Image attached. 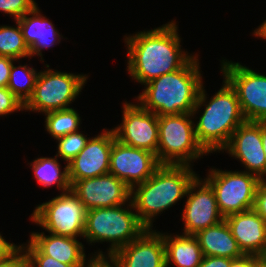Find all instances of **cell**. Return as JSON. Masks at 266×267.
<instances>
[{
	"instance_id": "6da1fadb",
	"label": "cell",
	"mask_w": 266,
	"mask_h": 267,
	"mask_svg": "<svg viewBox=\"0 0 266 267\" xmlns=\"http://www.w3.org/2000/svg\"><path fill=\"white\" fill-rule=\"evenodd\" d=\"M175 21L125 37L128 73L146 84L166 73L181 69L192 57L182 51Z\"/></svg>"
},
{
	"instance_id": "7a4b0ae2",
	"label": "cell",
	"mask_w": 266,
	"mask_h": 267,
	"mask_svg": "<svg viewBox=\"0 0 266 267\" xmlns=\"http://www.w3.org/2000/svg\"><path fill=\"white\" fill-rule=\"evenodd\" d=\"M199 68L194 55L181 69L146 83L137 97L140 105L157 116L192 114L203 85Z\"/></svg>"
},
{
	"instance_id": "3957f363",
	"label": "cell",
	"mask_w": 266,
	"mask_h": 267,
	"mask_svg": "<svg viewBox=\"0 0 266 267\" xmlns=\"http://www.w3.org/2000/svg\"><path fill=\"white\" fill-rule=\"evenodd\" d=\"M196 177L189 165H161L151 177L131 189L130 200L138 220L151 229L152 218L186 196Z\"/></svg>"
},
{
	"instance_id": "277c9868",
	"label": "cell",
	"mask_w": 266,
	"mask_h": 267,
	"mask_svg": "<svg viewBox=\"0 0 266 267\" xmlns=\"http://www.w3.org/2000/svg\"><path fill=\"white\" fill-rule=\"evenodd\" d=\"M223 82L222 88L207 102L208 104H205L207 96L202 85L192 111L194 116L203 104L205 106L194 128L197 142L207 153L222 151L233 132L245 121L235 89L225 78Z\"/></svg>"
},
{
	"instance_id": "5b68a950",
	"label": "cell",
	"mask_w": 266,
	"mask_h": 267,
	"mask_svg": "<svg viewBox=\"0 0 266 267\" xmlns=\"http://www.w3.org/2000/svg\"><path fill=\"white\" fill-rule=\"evenodd\" d=\"M127 205V208H123L125 205L122 204L86 211L83 237L90 243L111 242L108 258L147 229L138 220L137 214L132 212L134 207L131 200Z\"/></svg>"
},
{
	"instance_id": "8992f818",
	"label": "cell",
	"mask_w": 266,
	"mask_h": 267,
	"mask_svg": "<svg viewBox=\"0 0 266 267\" xmlns=\"http://www.w3.org/2000/svg\"><path fill=\"white\" fill-rule=\"evenodd\" d=\"M190 113L158 116L157 159L161 165H189L207 152L197 142Z\"/></svg>"
},
{
	"instance_id": "52a82bcc",
	"label": "cell",
	"mask_w": 266,
	"mask_h": 267,
	"mask_svg": "<svg viewBox=\"0 0 266 267\" xmlns=\"http://www.w3.org/2000/svg\"><path fill=\"white\" fill-rule=\"evenodd\" d=\"M87 78L83 74L64 73L50 68L41 71L24 109L40 113L69 109V104L77 98Z\"/></svg>"
},
{
	"instance_id": "ba28073f",
	"label": "cell",
	"mask_w": 266,
	"mask_h": 267,
	"mask_svg": "<svg viewBox=\"0 0 266 267\" xmlns=\"http://www.w3.org/2000/svg\"><path fill=\"white\" fill-rule=\"evenodd\" d=\"M86 208L70 190L38 205L31 220L55 235L77 238L84 236Z\"/></svg>"
},
{
	"instance_id": "9c48e42d",
	"label": "cell",
	"mask_w": 266,
	"mask_h": 267,
	"mask_svg": "<svg viewBox=\"0 0 266 267\" xmlns=\"http://www.w3.org/2000/svg\"><path fill=\"white\" fill-rule=\"evenodd\" d=\"M210 170L205 180L213 188L219 212L224 218L254 208L258 176L246 171Z\"/></svg>"
},
{
	"instance_id": "30bf717a",
	"label": "cell",
	"mask_w": 266,
	"mask_h": 267,
	"mask_svg": "<svg viewBox=\"0 0 266 267\" xmlns=\"http://www.w3.org/2000/svg\"><path fill=\"white\" fill-rule=\"evenodd\" d=\"M223 76L235 89L245 120L266 121V76L240 63L223 60Z\"/></svg>"
},
{
	"instance_id": "8fae6325",
	"label": "cell",
	"mask_w": 266,
	"mask_h": 267,
	"mask_svg": "<svg viewBox=\"0 0 266 267\" xmlns=\"http://www.w3.org/2000/svg\"><path fill=\"white\" fill-rule=\"evenodd\" d=\"M122 112V123L112 128L115 138L125 145L148 150L157 156L158 116L139 103L125 102Z\"/></svg>"
},
{
	"instance_id": "7c38bea8",
	"label": "cell",
	"mask_w": 266,
	"mask_h": 267,
	"mask_svg": "<svg viewBox=\"0 0 266 267\" xmlns=\"http://www.w3.org/2000/svg\"><path fill=\"white\" fill-rule=\"evenodd\" d=\"M161 166L156 154L114 140L109 160V173L132 189L151 177Z\"/></svg>"
},
{
	"instance_id": "4fadbf2b",
	"label": "cell",
	"mask_w": 266,
	"mask_h": 267,
	"mask_svg": "<svg viewBox=\"0 0 266 267\" xmlns=\"http://www.w3.org/2000/svg\"><path fill=\"white\" fill-rule=\"evenodd\" d=\"M69 182L70 190L86 210L119 206L126 204L131 198V189L111 173Z\"/></svg>"
},
{
	"instance_id": "5bb4252c",
	"label": "cell",
	"mask_w": 266,
	"mask_h": 267,
	"mask_svg": "<svg viewBox=\"0 0 266 267\" xmlns=\"http://www.w3.org/2000/svg\"><path fill=\"white\" fill-rule=\"evenodd\" d=\"M201 179L197 176L186 194L188 197L182 214L185 225L183 234L196 235L199 231L224 220L219 212L213 188L205 179Z\"/></svg>"
},
{
	"instance_id": "9a60e30c",
	"label": "cell",
	"mask_w": 266,
	"mask_h": 267,
	"mask_svg": "<svg viewBox=\"0 0 266 267\" xmlns=\"http://www.w3.org/2000/svg\"><path fill=\"white\" fill-rule=\"evenodd\" d=\"M113 130H104L88 138L85 147L68 165L69 181L98 177L109 173L110 152L115 140Z\"/></svg>"
},
{
	"instance_id": "2e32d148",
	"label": "cell",
	"mask_w": 266,
	"mask_h": 267,
	"mask_svg": "<svg viewBox=\"0 0 266 267\" xmlns=\"http://www.w3.org/2000/svg\"><path fill=\"white\" fill-rule=\"evenodd\" d=\"M239 159L246 172L265 177V153L262 147L261 121L245 120L231 135L228 144L222 149Z\"/></svg>"
},
{
	"instance_id": "e0dca14e",
	"label": "cell",
	"mask_w": 266,
	"mask_h": 267,
	"mask_svg": "<svg viewBox=\"0 0 266 267\" xmlns=\"http://www.w3.org/2000/svg\"><path fill=\"white\" fill-rule=\"evenodd\" d=\"M109 258L117 267H166L163 235L156 230L146 229Z\"/></svg>"
},
{
	"instance_id": "ac0fdd59",
	"label": "cell",
	"mask_w": 266,
	"mask_h": 267,
	"mask_svg": "<svg viewBox=\"0 0 266 267\" xmlns=\"http://www.w3.org/2000/svg\"><path fill=\"white\" fill-rule=\"evenodd\" d=\"M224 219L243 254L266 255V222L254 209Z\"/></svg>"
},
{
	"instance_id": "d6986e66",
	"label": "cell",
	"mask_w": 266,
	"mask_h": 267,
	"mask_svg": "<svg viewBox=\"0 0 266 267\" xmlns=\"http://www.w3.org/2000/svg\"><path fill=\"white\" fill-rule=\"evenodd\" d=\"M27 15L31 17H27ZM17 21L21 27L23 38L30 48V57L35 55L42 57V49L60 43L61 35L53 24L40 14L38 5Z\"/></svg>"
},
{
	"instance_id": "ffe728a7",
	"label": "cell",
	"mask_w": 266,
	"mask_h": 267,
	"mask_svg": "<svg viewBox=\"0 0 266 267\" xmlns=\"http://www.w3.org/2000/svg\"><path fill=\"white\" fill-rule=\"evenodd\" d=\"M30 240L47 256L71 266H86L84 246L77 238L32 232Z\"/></svg>"
},
{
	"instance_id": "44dd1931",
	"label": "cell",
	"mask_w": 266,
	"mask_h": 267,
	"mask_svg": "<svg viewBox=\"0 0 266 267\" xmlns=\"http://www.w3.org/2000/svg\"><path fill=\"white\" fill-rule=\"evenodd\" d=\"M194 236L199 242L203 256L236 259L244 255L232 236L225 219L214 226L199 231Z\"/></svg>"
},
{
	"instance_id": "7402d4cb",
	"label": "cell",
	"mask_w": 266,
	"mask_h": 267,
	"mask_svg": "<svg viewBox=\"0 0 266 267\" xmlns=\"http://www.w3.org/2000/svg\"><path fill=\"white\" fill-rule=\"evenodd\" d=\"M166 251V267L174 263L176 267H198L203 253L194 235L163 234Z\"/></svg>"
},
{
	"instance_id": "603a6c76",
	"label": "cell",
	"mask_w": 266,
	"mask_h": 267,
	"mask_svg": "<svg viewBox=\"0 0 266 267\" xmlns=\"http://www.w3.org/2000/svg\"><path fill=\"white\" fill-rule=\"evenodd\" d=\"M56 157V158H55ZM54 158L40 157L33 160L32 169L39 184L44 187L51 186L56 183L59 190L64 192L70 191V182L68 178V165H65L61 172L60 164L57 156Z\"/></svg>"
},
{
	"instance_id": "cb8c5ba5",
	"label": "cell",
	"mask_w": 266,
	"mask_h": 267,
	"mask_svg": "<svg viewBox=\"0 0 266 267\" xmlns=\"http://www.w3.org/2000/svg\"><path fill=\"white\" fill-rule=\"evenodd\" d=\"M44 114L46 115L45 128L54 139L78 132L81 119L74 108L55 110Z\"/></svg>"
},
{
	"instance_id": "d4e9b609",
	"label": "cell",
	"mask_w": 266,
	"mask_h": 267,
	"mask_svg": "<svg viewBox=\"0 0 266 267\" xmlns=\"http://www.w3.org/2000/svg\"><path fill=\"white\" fill-rule=\"evenodd\" d=\"M17 27L0 26V56H8L16 60L30 57V48L26 44L19 22Z\"/></svg>"
},
{
	"instance_id": "484cf974",
	"label": "cell",
	"mask_w": 266,
	"mask_h": 267,
	"mask_svg": "<svg viewBox=\"0 0 266 267\" xmlns=\"http://www.w3.org/2000/svg\"><path fill=\"white\" fill-rule=\"evenodd\" d=\"M38 73L39 72H36L34 68L27 67L26 64L17 67L12 65L11 67L7 88L18 98V100L23 105L33 94ZM20 75L21 77H24L23 81L25 82H21Z\"/></svg>"
},
{
	"instance_id": "4316f807",
	"label": "cell",
	"mask_w": 266,
	"mask_h": 267,
	"mask_svg": "<svg viewBox=\"0 0 266 267\" xmlns=\"http://www.w3.org/2000/svg\"><path fill=\"white\" fill-rule=\"evenodd\" d=\"M56 140H58V153L55 156L67 161L66 164L81 152L88 141L86 136L80 132L70 133Z\"/></svg>"
},
{
	"instance_id": "83f0119b",
	"label": "cell",
	"mask_w": 266,
	"mask_h": 267,
	"mask_svg": "<svg viewBox=\"0 0 266 267\" xmlns=\"http://www.w3.org/2000/svg\"><path fill=\"white\" fill-rule=\"evenodd\" d=\"M28 257V267H85L71 266L45 255L31 240L23 246ZM87 267V266H86Z\"/></svg>"
},
{
	"instance_id": "f1b7e54d",
	"label": "cell",
	"mask_w": 266,
	"mask_h": 267,
	"mask_svg": "<svg viewBox=\"0 0 266 267\" xmlns=\"http://www.w3.org/2000/svg\"><path fill=\"white\" fill-rule=\"evenodd\" d=\"M37 3L34 0H0V11L16 20L31 11Z\"/></svg>"
},
{
	"instance_id": "f546056e",
	"label": "cell",
	"mask_w": 266,
	"mask_h": 267,
	"mask_svg": "<svg viewBox=\"0 0 266 267\" xmlns=\"http://www.w3.org/2000/svg\"><path fill=\"white\" fill-rule=\"evenodd\" d=\"M18 110H24V105L7 87H0V116Z\"/></svg>"
},
{
	"instance_id": "4dcf8cb0",
	"label": "cell",
	"mask_w": 266,
	"mask_h": 267,
	"mask_svg": "<svg viewBox=\"0 0 266 267\" xmlns=\"http://www.w3.org/2000/svg\"><path fill=\"white\" fill-rule=\"evenodd\" d=\"M0 267H28V257L23 246L19 245L8 256L0 258Z\"/></svg>"
},
{
	"instance_id": "1f68e13d",
	"label": "cell",
	"mask_w": 266,
	"mask_h": 267,
	"mask_svg": "<svg viewBox=\"0 0 266 267\" xmlns=\"http://www.w3.org/2000/svg\"><path fill=\"white\" fill-rule=\"evenodd\" d=\"M266 222V179H260L253 208Z\"/></svg>"
},
{
	"instance_id": "d6a6232c",
	"label": "cell",
	"mask_w": 266,
	"mask_h": 267,
	"mask_svg": "<svg viewBox=\"0 0 266 267\" xmlns=\"http://www.w3.org/2000/svg\"><path fill=\"white\" fill-rule=\"evenodd\" d=\"M14 61L16 59L8 56H0V87L8 86L10 70Z\"/></svg>"
},
{
	"instance_id": "836d02e7",
	"label": "cell",
	"mask_w": 266,
	"mask_h": 267,
	"mask_svg": "<svg viewBox=\"0 0 266 267\" xmlns=\"http://www.w3.org/2000/svg\"><path fill=\"white\" fill-rule=\"evenodd\" d=\"M230 258L217 256H203L198 267H230Z\"/></svg>"
},
{
	"instance_id": "e575fe53",
	"label": "cell",
	"mask_w": 266,
	"mask_h": 267,
	"mask_svg": "<svg viewBox=\"0 0 266 267\" xmlns=\"http://www.w3.org/2000/svg\"><path fill=\"white\" fill-rule=\"evenodd\" d=\"M101 252L102 251L97 252L98 254L96 256H92V258L88 260L87 267H117L113 263V261L110 260V258L109 260H107L108 259L107 256L104 255L103 252L102 253Z\"/></svg>"
},
{
	"instance_id": "d590c367",
	"label": "cell",
	"mask_w": 266,
	"mask_h": 267,
	"mask_svg": "<svg viewBox=\"0 0 266 267\" xmlns=\"http://www.w3.org/2000/svg\"><path fill=\"white\" fill-rule=\"evenodd\" d=\"M256 255H243L242 257L232 259L230 263V267H253L254 259Z\"/></svg>"
},
{
	"instance_id": "8d00e7d4",
	"label": "cell",
	"mask_w": 266,
	"mask_h": 267,
	"mask_svg": "<svg viewBox=\"0 0 266 267\" xmlns=\"http://www.w3.org/2000/svg\"><path fill=\"white\" fill-rule=\"evenodd\" d=\"M18 246L7 242L0 234V258L8 256Z\"/></svg>"
},
{
	"instance_id": "74e56055",
	"label": "cell",
	"mask_w": 266,
	"mask_h": 267,
	"mask_svg": "<svg viewBox=\"0 0 266 267\" xmlns=\"http://www.w3.org/2000/svg\"><path fill=\"white\" fill-rule=\"evenodd\" d=\"M262 147L265 153V176H266V121H261Z\"/></svg>"
},
{
	"instance_id": "f35d334b",
	"label": "cell",
	"mask_w": 266,
	"mask_h": 267,
	"mask_svg": "<svg viewBox=\"0 0 266 267\" xmlns=\"http://www.w3.org/2000/svg\"><path fill=\"white\" fill-rule=\"evenodd\" d=\"M254 35L266 39V20L260 25L259 28L254 30Z\"/></svg>"
},
{
	"instance_id": "ab89813d",
	"label": "cell",
	"mask_w": 266,
	"mask_h": 267,
	"mask_svg": "<svg viewBox=\"0 0 266 267\" xmlns=\"http://www.w3.org/2000/svg\"><path fill=\"white\" fill-rule=\"evenodd\" d=\"M253 267H266V255L257 256L254 259V266Z\"/></svg>"
}]
</instances>
